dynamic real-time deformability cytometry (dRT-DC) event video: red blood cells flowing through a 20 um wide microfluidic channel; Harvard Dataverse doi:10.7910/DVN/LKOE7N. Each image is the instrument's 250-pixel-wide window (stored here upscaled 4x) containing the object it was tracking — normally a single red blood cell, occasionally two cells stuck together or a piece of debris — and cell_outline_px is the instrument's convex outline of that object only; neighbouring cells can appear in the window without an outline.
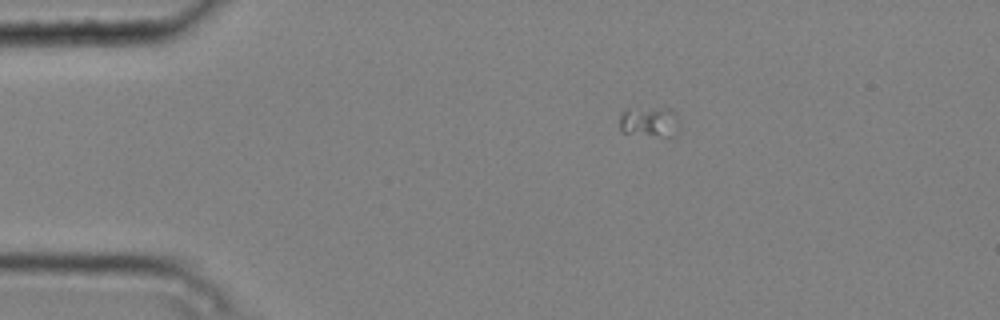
{"species": "common noctule bat (a hibernating species)", "species_latin": "Nyctalus noctula", "temperature_condition": "cold", "stored_images_in_passage": 2, "camera_frame_rate_fps": 3000, "um_per_image_px": 0.085, "animal": {"sex": "male", "body_mass_g": 20.4}, "frame": {"image": 1, "passage_image": 2, "time_ms": 0.333, "image_size_px": [1000, 320], "cell_outline_px": [[680, 124], [672, 136], [660, 136], [624, 132], [620, 128], [620, 116], [628, 108], [668, 108], [676, 116]], "centroid_in_image_um": [55.2, 10.34], "position_along_channel_um": 29.8, "area_um2": 10.29}}